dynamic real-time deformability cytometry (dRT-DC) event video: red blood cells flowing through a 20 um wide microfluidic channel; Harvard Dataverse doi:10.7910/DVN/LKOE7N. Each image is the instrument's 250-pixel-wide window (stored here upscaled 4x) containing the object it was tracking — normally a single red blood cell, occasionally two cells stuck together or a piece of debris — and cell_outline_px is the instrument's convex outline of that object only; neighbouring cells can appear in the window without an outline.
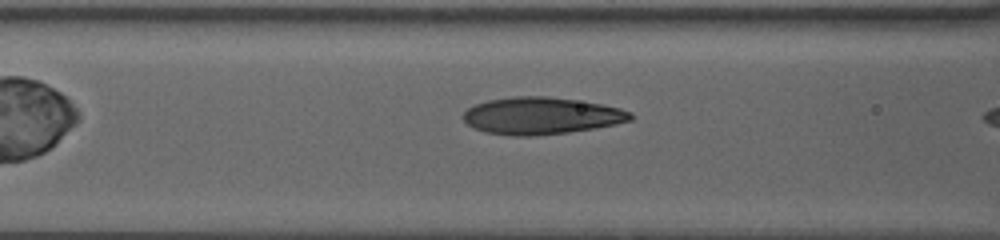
{"species": "human", "species_latin": "Homo sapiens", "temperature_condition": "warm", "stored_images_in_passage": 7, "camera_frame_rate_fps": 3000, "um_per_image_px": 0.085, "donor": {"sex": "female"}, "frame": {"image": 1, "passage_image": 5, "time_ms": 1.667, "image_size_px": [1000, 240], "cell_outline_px": [[632, 120], [616, 124], [568, 132], [528, 136], [512, 136], [484, 132], [472, 128], [464, 120], [464, 112], [468, 108], [476, 104], [488, 100], [512, 96], [548, 96], [576, 100], [600, 104], [620, 108], [632, 112]], "centroid_in_image_um": [45.98, 9.84], "position_along_channel_um": 120.6, "area_um2": 36.01}}